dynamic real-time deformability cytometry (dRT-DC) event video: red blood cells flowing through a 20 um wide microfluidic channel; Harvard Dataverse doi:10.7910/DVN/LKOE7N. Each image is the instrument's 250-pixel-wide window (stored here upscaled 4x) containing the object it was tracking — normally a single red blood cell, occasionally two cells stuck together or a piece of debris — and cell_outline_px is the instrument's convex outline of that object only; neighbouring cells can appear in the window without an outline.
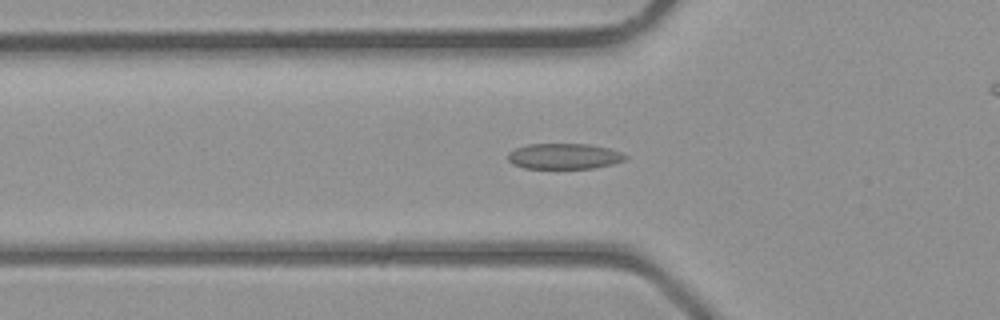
{"species": "common noctule bat (a hibernating species)", "species_latin": "Nyctalus noctula", "temperature_condition": "room temperature", "stored_images_in_passage": 26, "camera_frame_rate_fps": 3000, "um_per_image_px": 0.085, "animal": {"sex": "male", "body_mass_g": 23.1, "forearm_length_mm": 52.7}, "frame": {"image": 1, "passage_image": 5, "time_ms": 1.333, "image_size_px": [1000, 320], "cell_outline_px": [[628, 156], [624, 160], [612, 164], [592, 168], [524, 168], [512, 164], [508, 160], [508, 152], [516, 148], [528, 144], [588, 144], [608, 148], [620, 152]], "centroid_in_image_um": [47.92, 13.28], "position_along_channel_um": 77.9, "area_um2": 17.46}}
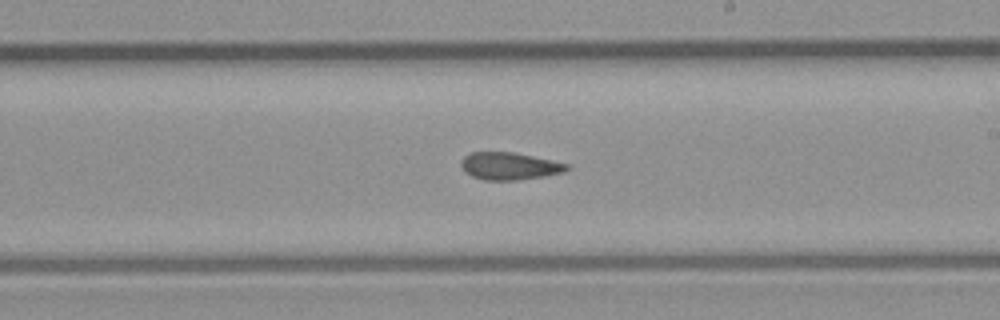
{"frame": {"image": 2, "passage_image": 15, "time_ms": 4.667, "image_size_px": [1000, 320], "cell_outline_px": [[572, 168], [564, 172], [544, 176], [516, 180], [484, 180], [472, 176], [460, 164], [460, 160], [464, 156], [472, 152], [512, 152], [552, 160], [568, 164]], "centroid_in_image_um": [43.33, 14.11], "position_along_channel_um": 245.7, "area_um2": 16.76}}
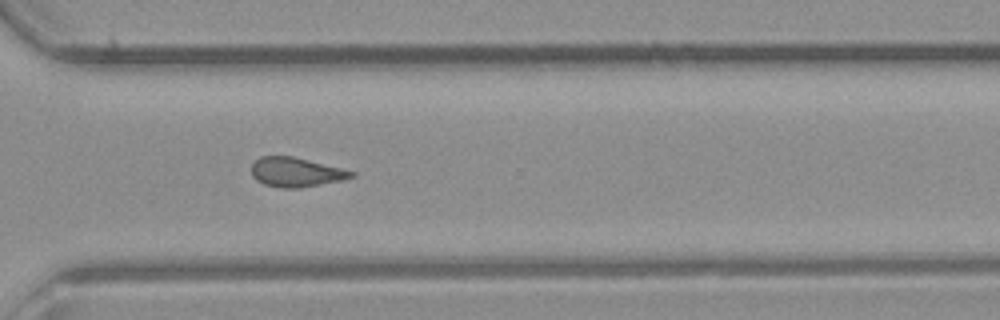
{"frame": {"image": 3, "passage_image": 21, "time_ms": 6.667, "image_size_px": [1000, 320], "cell_outline_px": [[356, 176], [340, 180], [300, 188], [280, 188], [264, 184], [256, 180], [252, 176], [252, 164], [260, 156], [292, 156], [356, 172]], "centroid_in_image_um": [25.13, 14.64], "position_along_channel_um": 345.5, "area_um2": 16.94}}